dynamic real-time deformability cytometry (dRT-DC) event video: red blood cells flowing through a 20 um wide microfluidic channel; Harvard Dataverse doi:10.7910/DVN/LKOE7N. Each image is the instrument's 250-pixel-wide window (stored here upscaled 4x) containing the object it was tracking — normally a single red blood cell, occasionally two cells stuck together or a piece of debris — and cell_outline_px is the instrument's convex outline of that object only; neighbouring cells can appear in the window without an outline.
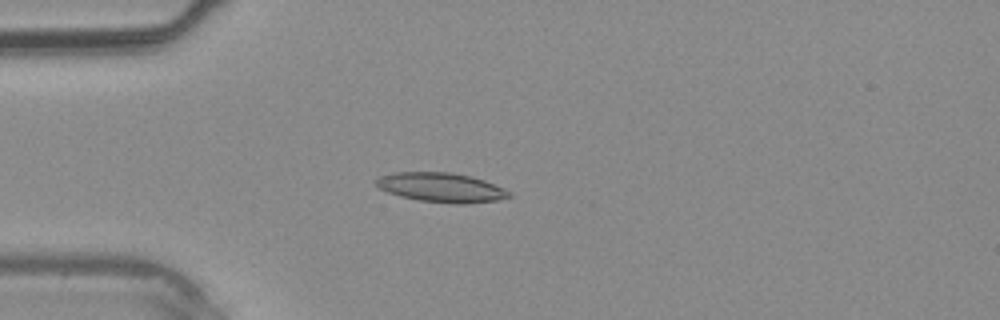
{"species": "common noctule bat (a hibernating species)", "species_latin": "Nyctalus noctula", "temperature_condition": "warm", "stored_images_in_passage": 39, "camera_frame_rate_fps": 3000, "um_per_image_px": 0.085, "animal": {"sex": "male", "body_mass_g": 20.4}, "frame": {"image": 1, "passage_image": 11, "time_ms": 3.333, "image_size_px": [1000, 320], "cell_outline_px": [[512, 196], [500, 200], [464, 204], [456, 204], [420, 200], [400, 196], [388, 192], [380, 188], [376, 184], [376, 180], [380, 176], [392, 172], [452, 172], [472, 176], [484, 180], [504, 188], [512, 192]], "centroid_in_image_um": [37.56, 15.93], "position_along_channel_um": 47.4, "area_um2": 22.89}}
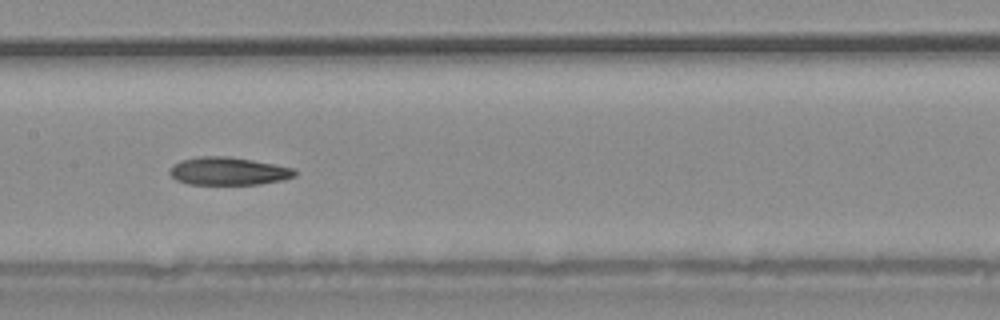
{"frame": {"image": 2, "passage_image": 20, "time_ms": 6.333, "image_size_px": [1000, 320], "cell_outline_px": [[296, 176], [284, 180], [260, 184], [188, 184], [176, 180], [168, 172], [168, 168], [172, 164], [180, 160], [200, 156], [228, 156], [252, 160], [292, 168], [296, 172]], "centroid_in_image_um": [19.36, 14.55], "position_along_channel_um": 188.0, "area_um2": 20.4}}
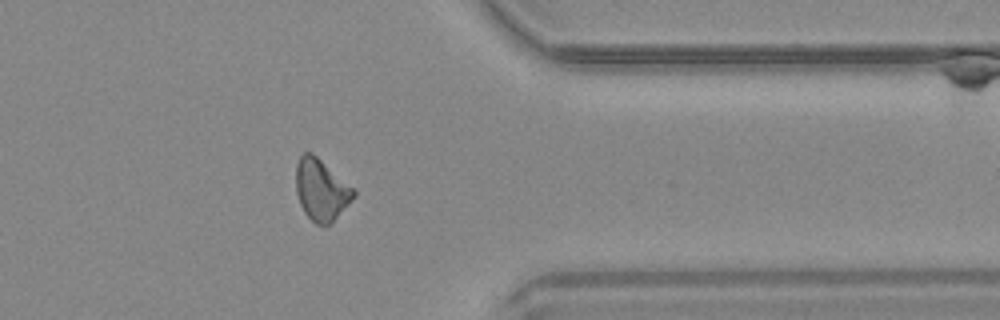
{"frame": {"image": 3, "passage_image": 32, "time_ms": 10.333, "image_size_px": [1000, 320], "cell_outline_px": [[356, 196], [324, 228], [316, 224], [304, 212], [300, 204], [296, 192], [296, 164], [300, 156], [304, 152], [312, 152], [352, 188], [356, 192]], "centroid_in_image_um": [27.26, 16.14], "position_along_channel_um": 384.1, "area_um2": 20.23}}